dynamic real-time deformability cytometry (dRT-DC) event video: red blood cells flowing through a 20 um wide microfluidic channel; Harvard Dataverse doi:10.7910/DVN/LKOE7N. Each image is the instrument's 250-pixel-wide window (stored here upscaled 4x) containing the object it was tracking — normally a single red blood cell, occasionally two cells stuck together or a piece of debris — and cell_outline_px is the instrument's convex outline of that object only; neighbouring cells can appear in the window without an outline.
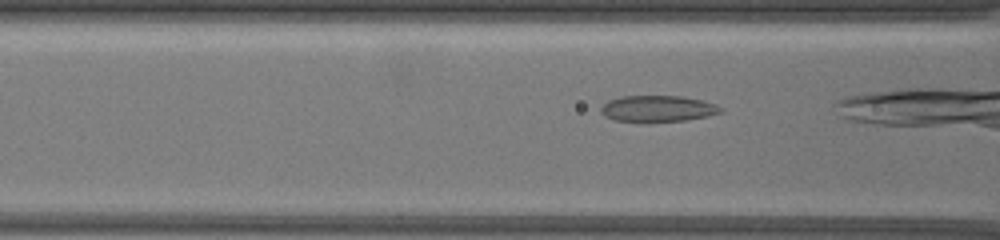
{"species": "common noctule bat (a hibernating species)", "species_latin": "Nyctalus noctula", "temperature_condition": "warm", "stored_images_in_passage": 63, "camera_frame_rate_fps": 3000, "um_per_image_px": 0.085, "animal": {"sex": "female", "body_mass_g": 19.5, "forearm_length_mm": 54.1}, "frame": {"image": 1, "passage_image": 33, "time_ms": 10.667, "image_size_px": [1000, 240], "cell_outline_px": [[724, 112], [708, 116], [684, 120], [616, 120], [604, 116], [600, 112], [600, 108], [608, 100], [624, 96], [680, 96], [700, 100], [716, 104], [724, 108]], "centroid_in_image_um": [55.94, 9.21], "position_along_channel_um": 110.7, "area_um2": 17.86}}
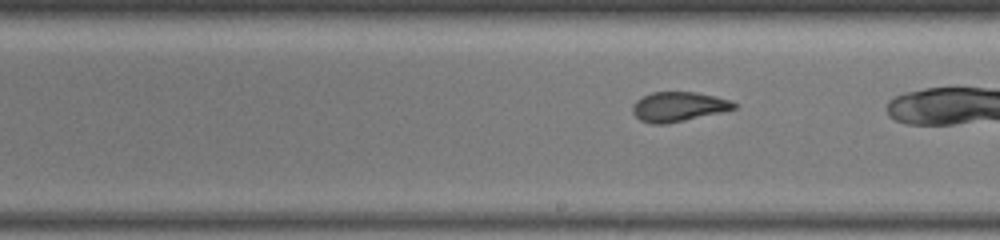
{"frame": {"image": 2, "passage_image": 46, "time_ms": 15.0, "image_size_px": [1000, 240], "cell_outline_px": [[736, 108], [720, 112], [664, 124], [652, 124], [640, 120], [632, 112], [632, 104], [636, 100], [652, 92], [696, 92], [716, 96], [732, 100], [736, 104]], "centroid_in_image_um": [57.65, 9.05], "position_along_channel_um": 231.4, "area_um2": 17.34}}
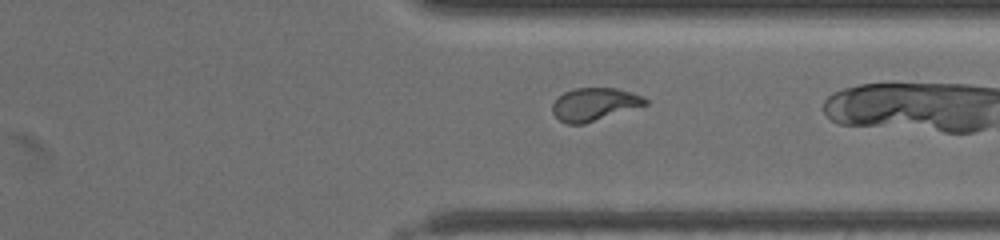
{"frame": {"image": 3, "passage_image": 60, "time_ms": 19.667, "image_size_px": [1000, 240], "cell_outline_px": [[648, 104], [584, 124], [568, 124], [560, 120], [552, 112], [552, 104], [564, 92], [576, 88], [616, 88], [632, 92], [644, 96], [648, 100]], "centroid_in_image_um": [50.54, 8.86], "position_along_channel_um": 360.9, "area_um2": 17.69}}